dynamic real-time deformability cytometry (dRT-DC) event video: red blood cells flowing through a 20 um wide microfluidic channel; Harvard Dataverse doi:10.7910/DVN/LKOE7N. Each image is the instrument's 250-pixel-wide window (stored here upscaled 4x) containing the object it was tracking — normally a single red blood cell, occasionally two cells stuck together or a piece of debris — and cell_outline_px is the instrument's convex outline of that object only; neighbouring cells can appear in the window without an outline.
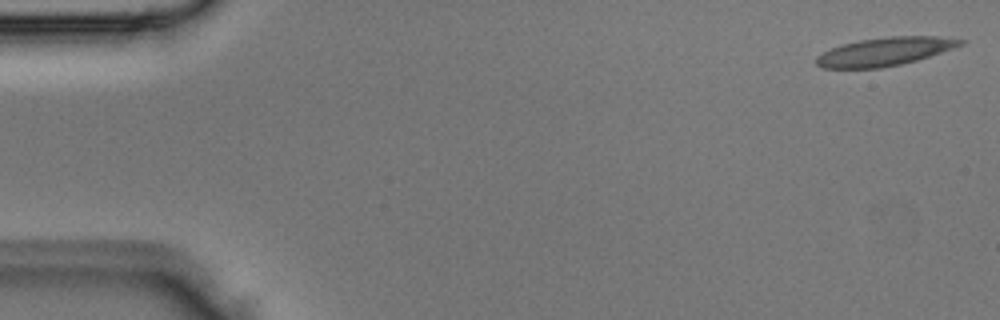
{"species": "Egyptian fruit bat (a non-hibernating species)", "species_latin": "Rousettus aegyptiacus", "temperature_condition": "room temperature", "stored_images_in_passage": 3, "camera_frame_rate_fps": 3000, "um_per_image_px": 0.085, "animal": {"sex": "male"}, "frame": {"image": 1, "passage_image": 1, "time_ms": 0.0, "image_size_px": [1000, 320], "cell_outline_px": [[964, 44], [916, 60], [900, 64], [880, 68], [824, 68], [816, 64], [816, 56], [832, 48], [844, 44], [860, 40], [888, 36], [936, 36], [964, 40]], "centroid_in_image_um": [75.19, 4.38], "position_along_channel_um": 9.8, "area_um2": 23.35}}